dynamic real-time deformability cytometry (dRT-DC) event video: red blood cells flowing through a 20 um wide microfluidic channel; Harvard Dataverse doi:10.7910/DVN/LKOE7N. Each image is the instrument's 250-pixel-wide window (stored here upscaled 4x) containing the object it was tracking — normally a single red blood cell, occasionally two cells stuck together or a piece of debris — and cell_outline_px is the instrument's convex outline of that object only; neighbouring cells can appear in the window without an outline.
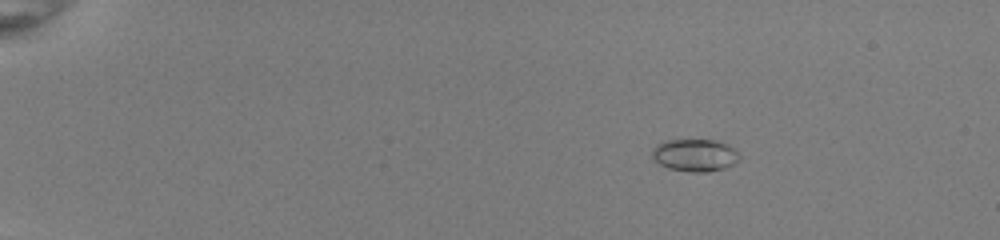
{"species": "common noctule bat (a hibernating species)", "species_latin": "Nyctalus noctula", "temperature_condition": "room temperature", "stored_images_in_passage": 45, "camera_frame_rate_fps": 3000, "um_per_image_px": 0.085, "animal": {"sex": "female", "body_mass_g": 22.0, "forearm_length_mm": 56.7}, "frame": {"image": 1, "passage_image": 1, "time_ms": 0.0, "image_size_px": [1000, 240], "cell_outline_px": [[740, 160], [724, 168], [708, 172], [692, 172], [668, 168], [652, 160], [652, 148], [656, 144], [664, 140], [712, 140], [728, 144], [740, 156]], "centroid_in_image_um": [59.02, 13.19], "position_along_channel_um": 26.0, "area_um2": 16.53}}
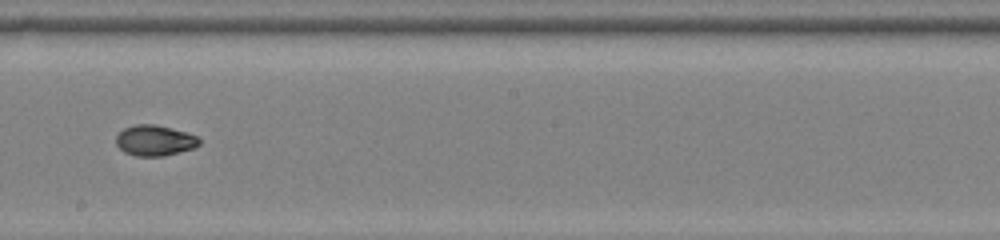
{"frame": {"image": 2, "passage_image": 25, "time_ms": 8.0, "image_size_px": [1000, 240], "cell_outline_px": [[200, 144], [192, 148], [180, 152], [164, 156], [136, 156], [124, 152], [116, 144], [116, 136], [124, 128], [136, 124], [156, 124], [172, 128], [196, 136], [200, 140]], "centroid_in_image_um": [13.13, 11.94], "position_along_channel_um": 235.1, "area_um2": 14.8}}
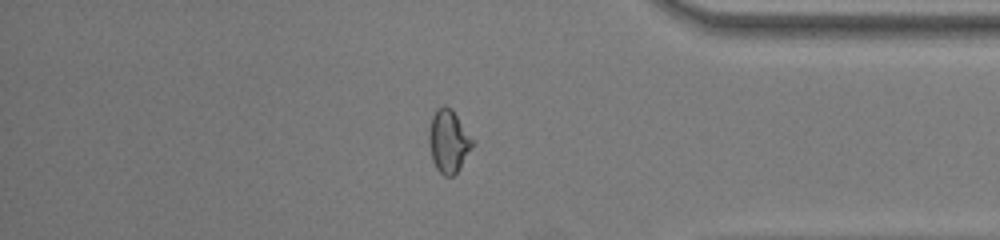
{"frame": {"image": 3, "passage_image": 38, "time_ms": 12.333, "image_size_px": [1000, 240], "cell_outline_px": [[472, 148], [456, 172], [452, 176], [444, 176], [436, 168], [432, 160], [428, 144], [428, 132], [432, 116], [436, 108], [444, 104], [452, 108], [472, 140]], "centroid_in_image_um": [38.07, 11.97], "position_along_channel_um": 397.1, "area_um2": 15.78}, "authors_computed_cell_mechanics": {"area_um2": 15.2014, "velocity_mm_per_s": 4.024, "shape_relaxation_time_tau1_ms": 6.5134, "shape_relaxation_time_tau2_ms": 2.4976, "deformation_change_tau1": 0.1915, "deformation_change_tau2": 0.0531}}